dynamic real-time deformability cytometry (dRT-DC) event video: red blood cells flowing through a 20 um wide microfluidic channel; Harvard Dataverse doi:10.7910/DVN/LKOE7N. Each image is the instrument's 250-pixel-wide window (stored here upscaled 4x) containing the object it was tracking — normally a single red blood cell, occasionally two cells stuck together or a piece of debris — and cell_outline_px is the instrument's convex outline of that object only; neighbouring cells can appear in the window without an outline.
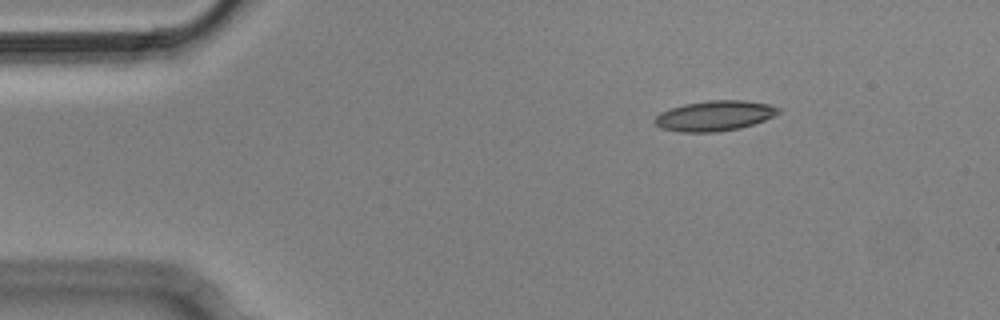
{"species": "Egyptian fruit bat (a non-hibernating species)", "species_latin": "Rousettus aegyptiacus", "temperature_condition": "cold", "stored_images_in_passage": 6, "camera_frame_rate_fps": 3000, "um_per_image_px": 0.085, "animal": {"sex": "male"}, "frame": {"image": 1, "passage_image": 3, "time_ms": 0.667, "image_size_px": [1000, 320], "cell_outline_px": [[780, 112], [764, 120], [740, 128], [716, 132], [680, 132], [660, 128], [652, 120], [660, 112], [684, 104], [708, 100], [744, 100], [768, 104], [780, 108]], "centroid_in_image_um": [60.71, 9.84], "position_along_channel_um": 24.3, "area_um2": 21.73}}
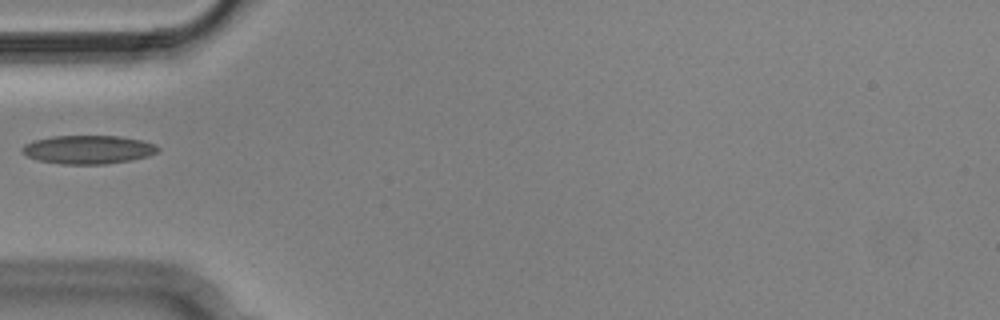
{"frame": {"image": 2, "passage_image": 5, "time_ms": 1.333, "image_size_px": [1000, 320], "cell_outline_px": [[160, 152], [148, 156], [132, 160], [104, 164], [60, 164], [40, 160], [28, 156], [20, 148], [24, 144], [32, 140], [52, 136], [120, 136], [140, 140], [156, 144], [160, 148]], "centroid_in_image_um": [7.53, 12.71], "position_along_channel_um": 77.5, "area_um2": 22.66}}